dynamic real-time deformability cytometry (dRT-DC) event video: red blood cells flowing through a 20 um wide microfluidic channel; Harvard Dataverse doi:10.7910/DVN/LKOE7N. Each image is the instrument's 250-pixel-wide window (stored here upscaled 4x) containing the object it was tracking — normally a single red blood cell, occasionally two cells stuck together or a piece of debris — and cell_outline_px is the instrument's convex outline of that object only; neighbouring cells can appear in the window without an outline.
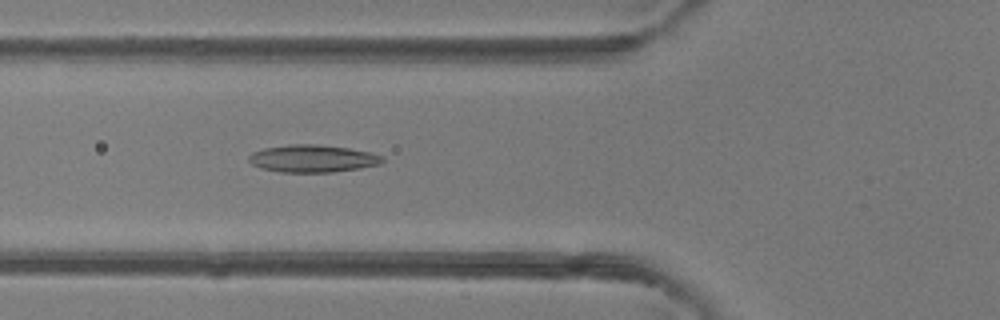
{"species": "common noctule bat (a hibernating species)", "species_latin": "Nyctalus noctula", "temperature_condition": "room temperature", "stored_images_in_passage": 38, "camera_frame_rate_fps": 3000, "um_per_image_px": 0.085, "animal": {"sex": "female"}, "frame": {"image": 1, "passage_image": 8, "time_ms": 2.333, "image_size_px": [1000, 320], "cell_outline_px": [[384, 160], [380, 164], [360, 168], [332, 172], [280, 172], [260, 168], [252, 164], [248, 160], [248, 156], [252, 152], [264, 148], [288, 144], [316, 144], [348, 148], [372, 152], [384, 156]], "centroid_in_image_um": [26.57, 13.47], "position_along_channel_um": 99.2, "area_um2": 21.5}}
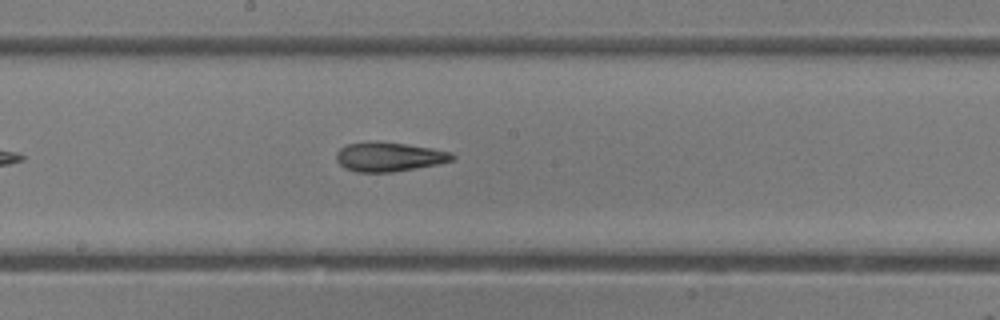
{"frame": {"image": 2, "passage_image": 16, "time_ms": 5.0, "image_size_px": [1000, 320], "cell_outline_px": [[456, 156], [452, 160], [436, 164], [416, 168], [392, 172], [356, 172], [344, 168], [336, 160], [336, 152], [340, 148], [348, 144], [404, 144], [432, 148], [452, 152]], "centroid_in_image_um": [33.09, 13.37], "position_along_channel_um": 215.1, "area_um2": 19.02}}
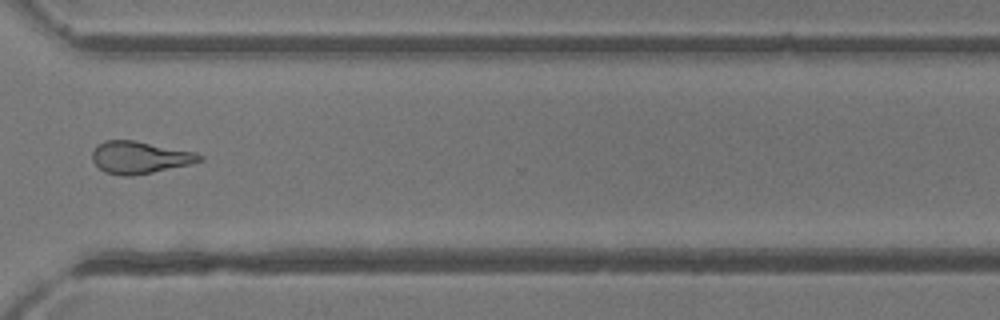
{"frame": {"image": 3, "passage_image": 26, "time_ms": 8.333, "image_size_px": [1000, 320], "cell_outline_px": [[204, 160], [192, 164], [132, 176], [120, 176], [104, 172], [92, 160], [92, 152], [104, 140], [136, 140], [196, 152], [204, 156]], "centroid_in_image_um": [11.92, 13.38], "position_along_channel_um": 358.7, "area_um2": 20.29}, "authors_computed_cell_mechanics": {"area_um2": 20.2878, "velocity_mm_per_s": 4.3228, "shape_relaxation_time_tau1_ms": null, "shape_relaxation_time_tau2_ms": 3.5485, "deformation_change_tau1": null, "deformation_change_tau2": 0.145}}